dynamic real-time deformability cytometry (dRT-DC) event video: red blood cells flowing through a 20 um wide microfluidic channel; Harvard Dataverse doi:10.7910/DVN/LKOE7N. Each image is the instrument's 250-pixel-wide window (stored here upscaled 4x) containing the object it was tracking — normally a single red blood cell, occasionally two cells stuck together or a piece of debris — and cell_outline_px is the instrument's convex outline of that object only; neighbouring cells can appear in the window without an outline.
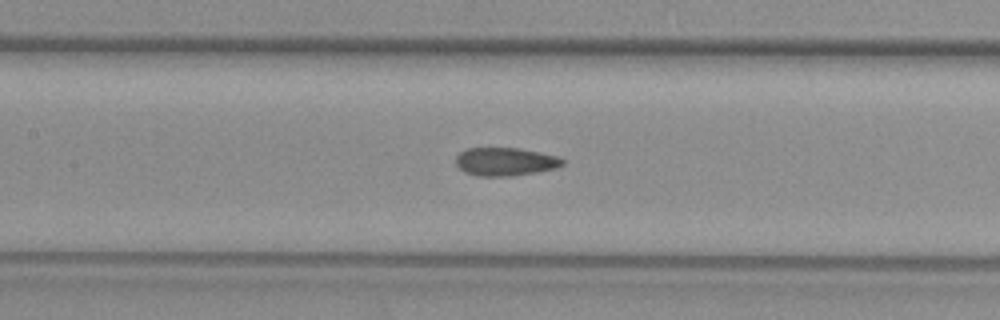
{"species": "common noctule bat (a hibernating species)", "species_latin": "Nyctalus noctula", "temperature_condition": "warm", "stored_images_in_passage": 44, "camera_frame_rate_fps": 3000, "um_per_image_px": 0.085, "animal": {"sex": "female", "body_mass_g": 29.2, "forearm_length_mm": 56.3}, "frame": {"image": 1, "passage_image": 13, "time_ms": 4.0, "image_size_px": [1000, 320], "cell_outline_px": [[564, 164], [556, 168], [536, 172], [512, 176], [476, 176], [464, 172], [456, 164], [456, 156], [460, 152], [468, 148], [520, 148], [560, 156], [564, 160]], "centroid_in_image_um": [42.97, 13.74], "position_along_channel_um": 164.4, "area_um2": 17.69}}
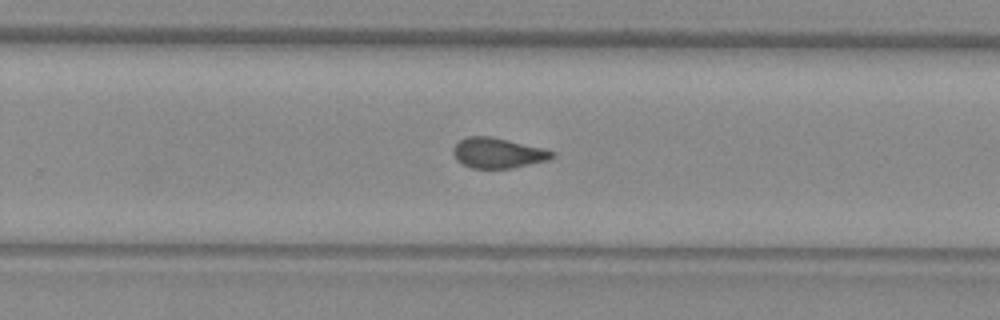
{"frame": {"image": 2, "passage_image": 22, "time_ms": 7.0, "image_size_px": [1000, 320], "cell_outline_px": [[556, 156], [548, 160], [512, 168], [472, 168], [456, 160], [452, 152], [452, 148], [460, 140], [468, 136], [488, 136], [540, 148], [556, 152]], "centroid_in_image_um": [42.29, 13.01], "position_along_channel_um": 287.5, "area_um2": 17.17}}